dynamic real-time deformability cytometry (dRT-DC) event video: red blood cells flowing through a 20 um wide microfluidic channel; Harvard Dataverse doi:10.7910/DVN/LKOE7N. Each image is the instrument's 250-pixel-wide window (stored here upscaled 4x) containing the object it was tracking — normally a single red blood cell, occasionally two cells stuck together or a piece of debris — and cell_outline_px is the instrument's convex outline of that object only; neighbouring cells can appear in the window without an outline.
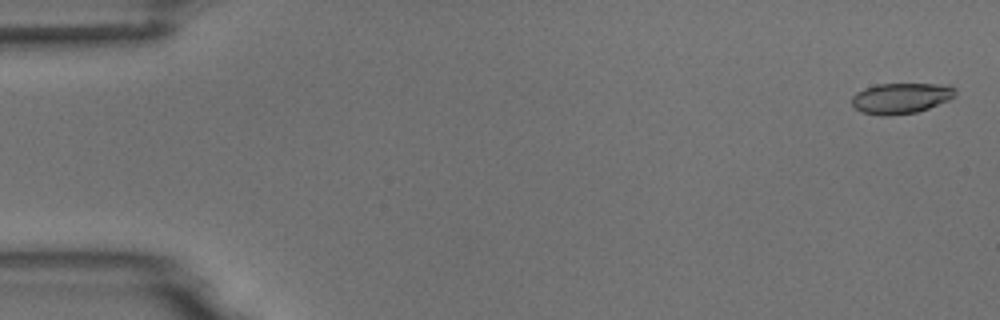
{"species": "common noctule bat (a hibernating species)", "species_latin": "Nyctalus noctula", "temperature_condition": "room temperature", "stored_images_in_passage": 7, "camera_frame_rate_fps": 3000, "um_per_image_px": 0.085, "animal": {"sex": "male", "body_mass_g": 18.8}, "frame": {"image": 1, "passage_image": 1, "time_ms": 0.0, "image_size_px": [1000, 320], "cell_outline_px": [[956, 96], [948, 100], [928, 108], [916, 112], [892, 116], [880, 116], [860, 112], [852, 104], [852, 96], [856, 92], [864, 88], [876, 84], [948, 84], [956, 88]], "centroid_in_image_um": [76.58, 8.35], "position_along_channel_um": 8.4, "area_um2": 18.73}}
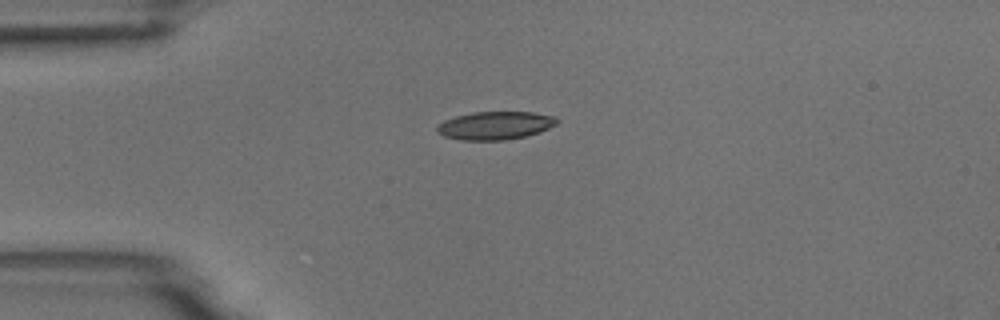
{"frame": {"image": 2, "passage_image": 4, "time_ms": 4.0, "image_size_px": [1000, 320], "cell_outline_px": [[560, 120], [556, 124], [540, 132], [524, 136], [504, 140], [460, 140], [444, 136], [436, 132], [436, 128], [444, 120], [456, 116], [472, 112], [532, 112], [556, 116]], "centroid_in_image_um": [42.1, 10.66], "position_along_channel_um": 42.9, "area_um2": 19.65}}